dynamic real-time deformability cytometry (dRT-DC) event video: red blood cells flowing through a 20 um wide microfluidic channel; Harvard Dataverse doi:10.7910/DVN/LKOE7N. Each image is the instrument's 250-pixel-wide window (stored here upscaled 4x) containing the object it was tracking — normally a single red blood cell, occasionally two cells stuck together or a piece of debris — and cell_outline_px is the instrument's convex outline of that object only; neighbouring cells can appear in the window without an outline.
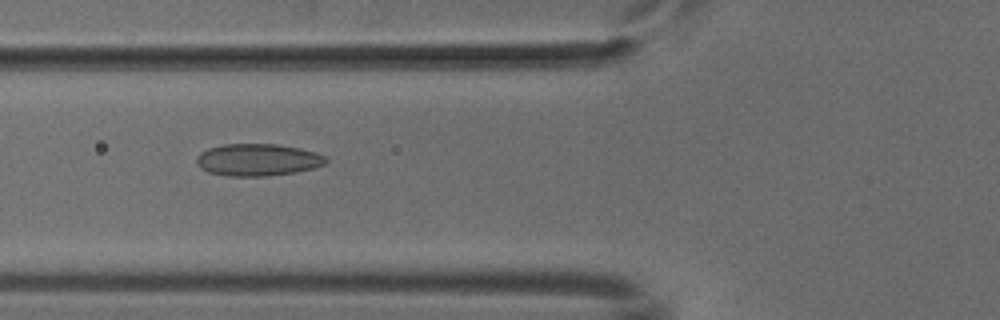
{"species": "common noctule bat (a hibernating species)", "species_latin": "Nyctalus noctula", "temperature_condition": "cold", "stored_images_in_passage": 51, "camera_frame_rate_fps": 3000, "um_per_image_px": 0.085, "animal": {"sex": "male", "body_mass_g": 18.8}, "frame": {"image": 1, "passage_image": 19, "time_ms": 6.0, "image_size_px": [1000, 320], "cell_outline_px": [[328, 160], [324, 164], [312, 168], [296, 172], [268, 176], [228, 176], [208, 172], [200, 168], [196, 164], [196, 156], [200, 152], [208, 148], [224, 144], [276, 144], [300, 148], [316, 152], [324, 156]], "centroid_in_image_um": [21.87, 13.58], "position_along_channel_um": 103.9, "area_um2": 24.33}}
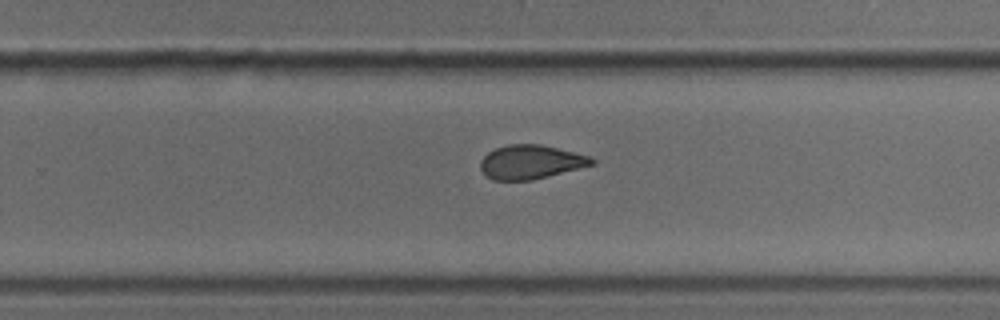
{"frame": {"image": 2, "passage_image": 33, "time_ms": 10.667, "image_size_px": [1000, 320], "cell_outline_px": [[596, 164], [532, 180], [492, 180], [480, 168], [480, 160], [488, 152], [496, 148], [508, 144], [540, 144], [588, 156], [596, 160]], "centroid_in_image_um": [45.1, 13.77], "position_along_channel_um": 284.7, "area_um2": 21.85}}
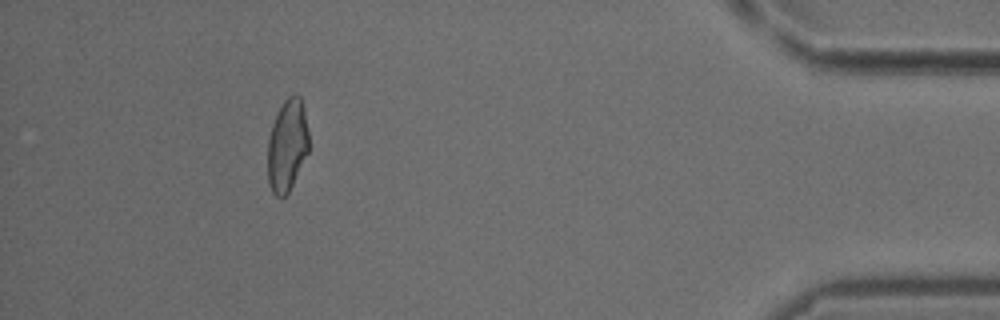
{"frame": {"image": 3, "passage_image": 47, "time_ms": 15.333, "image_size_px": [1000, 320], "cell_outline_px": [[308, 152], [288, 192], [284, 196], [276, 196], [272, 192], [268, 184], [268, 140], [272, 124], [284, 100], [288, 96], [300, 96], [304, 108], [308, 132]], "centroid_in_image_um": [24.4, 12.36], "position_along_channel_um": 410.8, "area_um2": 21.73}}